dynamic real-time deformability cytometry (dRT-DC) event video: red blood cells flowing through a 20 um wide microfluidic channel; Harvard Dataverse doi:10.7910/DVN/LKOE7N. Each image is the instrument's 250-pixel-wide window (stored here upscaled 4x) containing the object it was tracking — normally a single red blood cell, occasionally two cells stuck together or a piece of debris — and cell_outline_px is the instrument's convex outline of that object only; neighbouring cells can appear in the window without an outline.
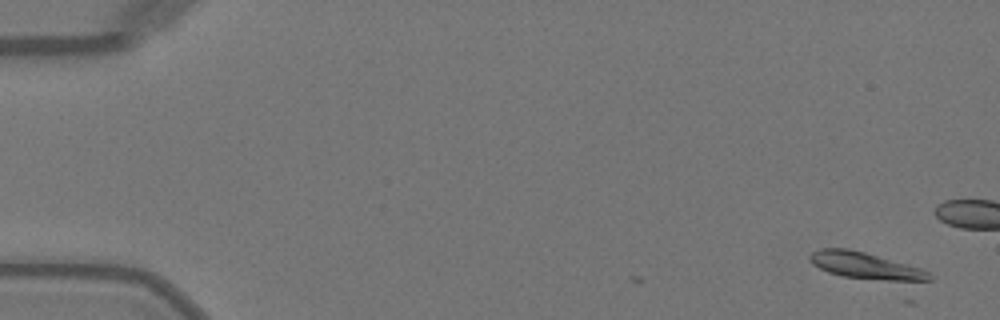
{"species": "Egyptian fruit bat (a non-hibernating species)", "species_latin": "Rousettus aegyptiacus", "temperature_condition": "warm", "stored_images_in_passage": 3, "camera_frame_rate_fps": 3000, "um_per_image_px": 0.085, "animal": {"sex": "female"}, "frame": {"image": 1, "passage_image": 3, "time_ms": 0.667, "image_size_px": [1000, 320], "cell_outline_px": [[932, 280], [912, 284], [904, 284], [844, 276], [828, 272], [812, 264], [808, 260], [808, 256], [812, 252], [820, 248], [848, 248], [864, 252], [920, 268], [928, 272], [932, 276]], "centroid_in_image_um": [73.66, 22.64], "position_along_channel_um": 11.3, "area_um2": 19.19}}